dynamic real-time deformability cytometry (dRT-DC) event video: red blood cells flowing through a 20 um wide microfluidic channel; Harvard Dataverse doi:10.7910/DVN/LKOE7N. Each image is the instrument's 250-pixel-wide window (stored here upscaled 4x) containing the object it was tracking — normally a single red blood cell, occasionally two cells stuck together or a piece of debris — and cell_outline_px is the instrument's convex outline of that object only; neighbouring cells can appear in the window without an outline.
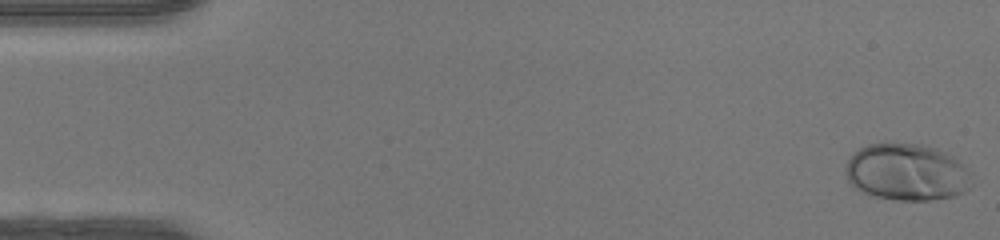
{"species": "human", "species_latin": "Homo sapiens", "temperature_condition": "warm", "stored_images_in_passage": 48, "camera_frame_rate_fps": 3000, "um_per_image_px": 0.085, "donor": {"sex": "female"}, "frame": {"image": 1, "passage_image": 1, "time_ms": 0.0, "image_size_px": [1000, 240], "cell_outline_px": [[972, 184], [964, 192], [952, 196], [928, 200], [896, 200], [876, 196], [860, 192], [848, 184], [844, 172], [844, 168], [848, 160], [860, 148], [868, 144], [920, 144], [936, 148], [956, 156], [972, 172]], "centroid_in_image_um": [77.09, 14.64], "position_along_channel_um": 7.9, "area_um2": 42.31}}
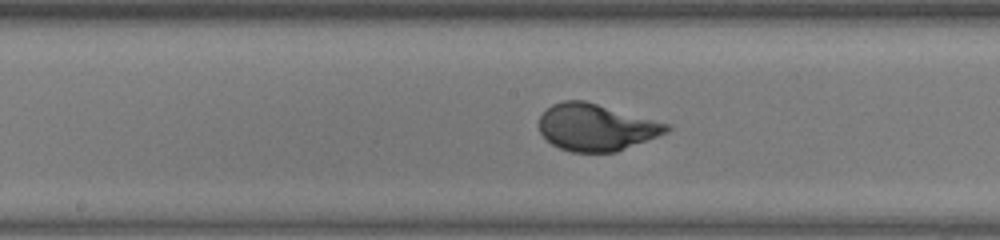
{"frame": {"image": 2, "passage_image": 25, "time_ms": 8.0, "image_size_px": [1000, 240], "cell_outline_px": [[672, 128], [668, 132], [616, 152], [572, 152], [560, 148], [552, 144], [540, 132], [540, 116], [552, 104], [564, 100], [584, 100], [672, 124]], "centroid_in_image_um": [50.71, 10.81], "position_along_channel_um": 197.5, "area_um2": 34.8}}
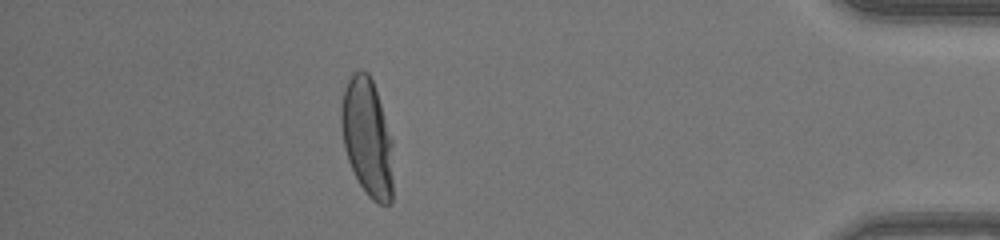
{"frame": {"image": 3, "passage_image": 43, "time_ms": 14.0, "image_size_px": [1000, 240], "cell_outline_px": [[392, 200], [388, 204], [380, 204], [372, 200], [364, 192], [348, 160], [344, 148], [340, 124], [340, 108], [344, 88], [352, 72], [360, 68], [368, 72], [372, 80], [392, 140]], "centroid_in_image_um": [31.19, 11.66], "position_along_channel_um": 404.0, "area_um2": 35.72}, "authors_computed_cell_mechanics": {"area_um2": 34.969, "velocity_mm_per_s": 4.2671, "shape_relaxation_time_tau1_ms": 3.3493, "shape_relaxation_time_tau2_ms": null, "deformation_change_tau1": 0.1998, "deformation_change_tau2": null}}